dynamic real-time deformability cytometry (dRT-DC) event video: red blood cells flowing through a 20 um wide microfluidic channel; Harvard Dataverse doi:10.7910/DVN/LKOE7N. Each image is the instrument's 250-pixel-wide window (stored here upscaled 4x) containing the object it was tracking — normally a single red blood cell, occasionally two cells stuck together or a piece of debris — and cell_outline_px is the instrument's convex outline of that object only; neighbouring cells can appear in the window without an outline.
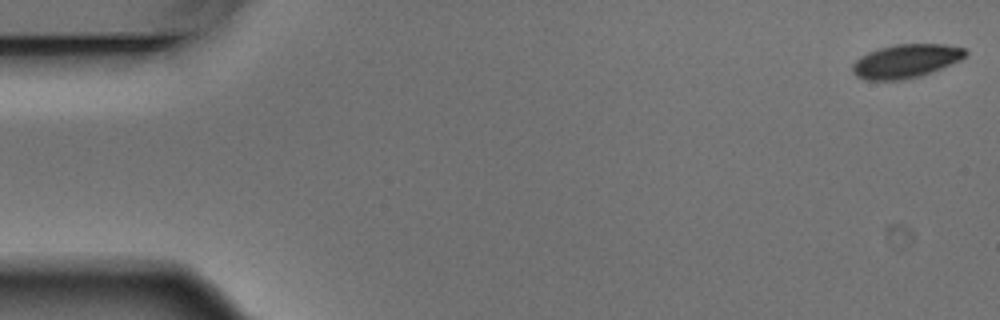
{"species": "Egyptian fruit bat (a non-hibernating species)", "species_latin": "Rousettus aegyptiacus", "temperature_condition": "warm", "stored_images_in_passage": 7, "camera_frame_rate_fps": 3000, "um_per_image_px": 0.085, "animal": {"sex": "male"}, "frame": {"image": 1, "passage_image": 1, "time_ms": 0.0, "image_size_px": [1000, 320], "cell_outline_px": [[968, 52], [960, 60], [920, 76], [900, 80], [864, 80], [856, 76], [852, 72], [852, 64], [860, 56], [868, 52], [880, 48], [896, 44], [944, 44], [964, 48]], "centroid_in_image_um": [76.96, 5.19], "position_along_channel_um": 8.0, "area_um2": 22.02}}
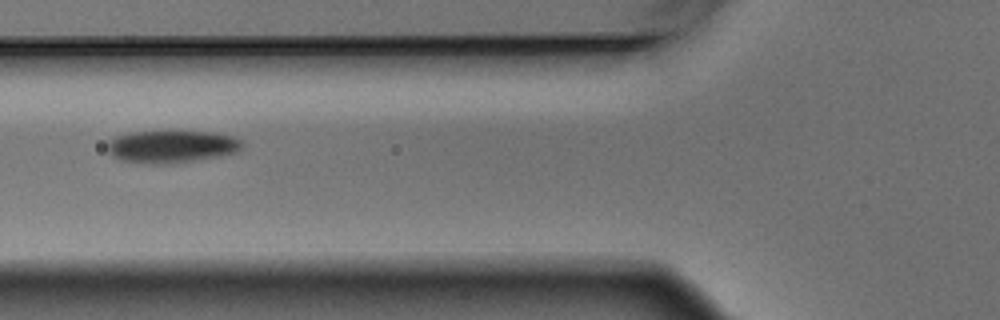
{"frame": {"image": 2, "passage_image": 6, "time_ms": 1.667, "image_size_px": [1000, 320], "cell_outline_px": [[244, 144], [236, 152], [220, 156], [164, 164], [152, 164], [124, 160], [112, 156], [108, 152], [108, 140], [116, 136], [128, 132], [212, 132], [232, 136], [240, 140]], "centroid_in_image_um": [14.56, 12.45], "position_along_channel_um": 111.2, "area_um2": 25.09}}
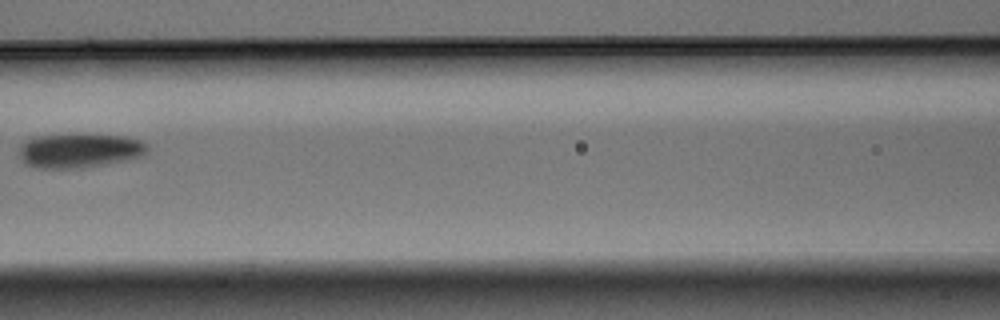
{"frame": {"image": 3, "passage_image": 7, "time_ms": 2.0, "image_size_px": [1000, 320], "cell_outline_px": [[148, 152], [144, 156], [84, 168], [36, 168], [24, 164], [20, 160], [20, 144], [32, 136], [124, 136], [140, 140], [148, 144]], "centroid_in_image_um": [6.74, 12.83], "position_along_channel_um": 159.9, "area_um2": 25.32}}